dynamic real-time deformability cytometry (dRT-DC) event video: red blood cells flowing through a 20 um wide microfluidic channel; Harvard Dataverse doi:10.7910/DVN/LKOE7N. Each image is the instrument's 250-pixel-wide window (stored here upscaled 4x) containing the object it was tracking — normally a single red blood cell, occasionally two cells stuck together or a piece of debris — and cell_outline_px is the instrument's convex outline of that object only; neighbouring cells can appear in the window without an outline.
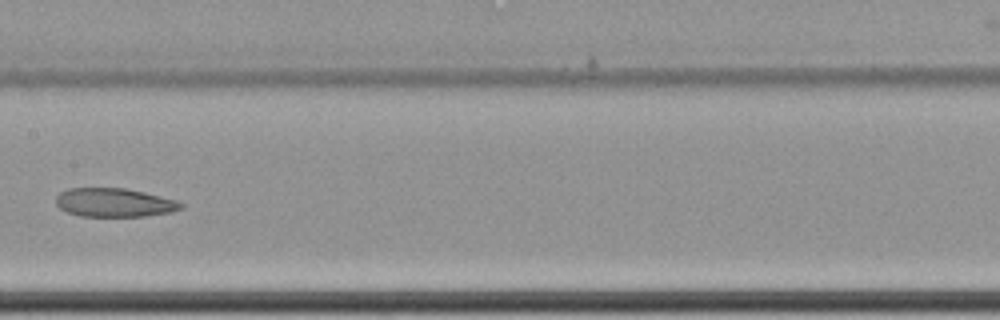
{"species": "common noctule bat (a hibernating species)", "species_latin": "Nyctalus noctula", "temperature_condition": "cold", "stored_images_in_passage": 10, "camera_frame_rate_fps": 3000, "um_per_image_px": 0.085, "animal": {"sex": "female", "body_mass_g": 22.7, "forearm_length_mm": 54.2}, "frame": {"image": 1, "passage_image": 9, "time_ms": 2.667, "image_size_px": [1000, 320], "cell_outline_px": [[184, 208], [172, 212], [144, 216], [80, 216], [68, 212], [60, 208], [56, 204], [56, 196], [60, 192], [68, 188], [124, 188], [144, 192], [176, 200], [184, 204]], "centroid_in_image_um": [9.72, 17.22], "position_along_channel_um": 197.7, "area_um2": 20.92}}
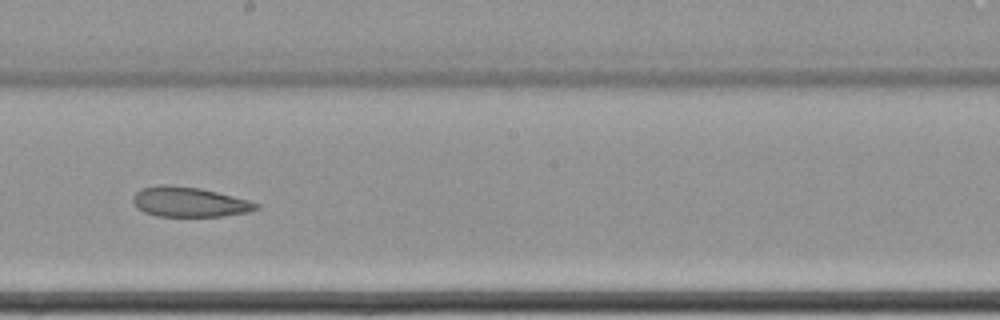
{"frame": {"image": 2, "passage_image": 10, "time_ms": 3.0, "image_size_px": [1000, 320], "cell_outline_px": [[260, 208], [248, 212], [224, 216], [156, 216], [144, 212], [136, 208], [132, 200], [132, 196], [136, 192], [144, 188], [164, 184], [200, 188], [248, 200], [260, 204]], "centroid_in_image_um": [16.08, 17.18], "position_along_channel_um": 232.1, "area_um2": 21.39}}